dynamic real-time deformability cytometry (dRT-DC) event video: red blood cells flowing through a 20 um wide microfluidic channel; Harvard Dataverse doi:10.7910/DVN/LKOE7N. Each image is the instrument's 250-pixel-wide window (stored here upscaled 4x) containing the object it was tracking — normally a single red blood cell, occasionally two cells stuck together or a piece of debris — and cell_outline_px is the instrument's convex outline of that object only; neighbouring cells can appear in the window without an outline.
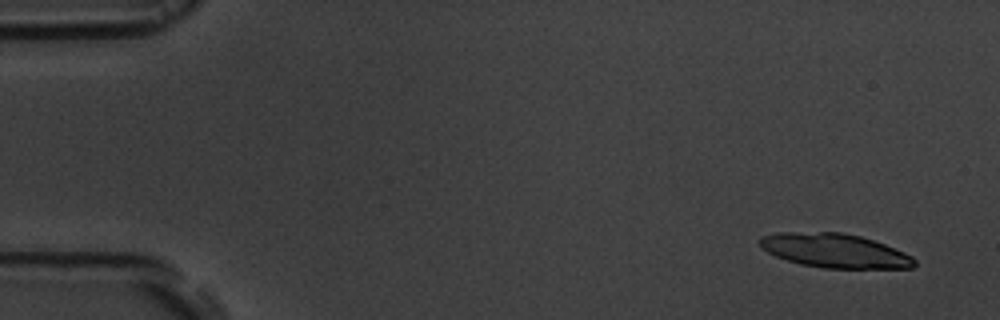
{"species": "common noctule bat (a hibernating species)", "species_latin": "Nyctalus noctula", "temperature_condition": "room temperature", "stored_images_in_passage": 8, "camera_frame_rate_fps": 3000, "um_per_image_px": 0.085, "animal": {"sex": "male", "body_mass_g": 19.5, "forearm_length_mm": 54.6}, "frame": {"image": 1, "passage_image": 1, "time_ms": 0.0, "image_size_px": [1000, 320], "cell_outline_px": [[916, 264], [912, 268], [824, 268], [800, 264], [776, 256], [768, 252], [760, 244], [760, 236], [776, 232], [840, 232], [860, 236], [884, 244], [904, 252], [912, 256], [916, 260]], "centroid_in_image_um": [70.96, 21.3], "position_along_channel_um": 14.0, "area_um2": 30.58}}